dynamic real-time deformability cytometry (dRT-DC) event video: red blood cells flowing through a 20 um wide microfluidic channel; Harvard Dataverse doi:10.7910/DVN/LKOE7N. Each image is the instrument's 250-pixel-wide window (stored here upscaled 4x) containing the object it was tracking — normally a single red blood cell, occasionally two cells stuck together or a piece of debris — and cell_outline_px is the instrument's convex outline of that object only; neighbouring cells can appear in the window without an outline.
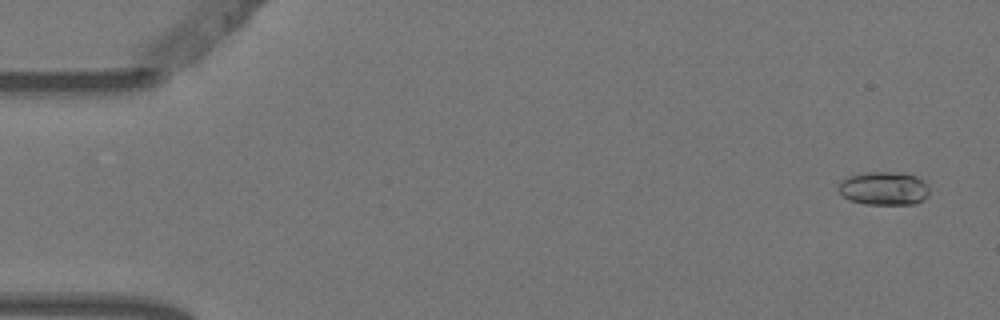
{"species": "Egyptian fruit bat (a non-hibernating species)", "species_latin": "Rousettus aegyptiacus", "temperature_condition": "warm", "stored_images_in_passage": 5, "camera_frame_rate_fps": 3000, "um_per_image_px": 0.085, "animal": {"sex": "female"}, "frame": {"image": 1, "passage_image": 1, "time_ms": 0.0, "image_size_px": [1000, 320], "cell_outline_px": [[928, 196], [916, 204], [864, 204], [848, 200], [840, 192], [840, 180], [848, 176], [868, 172], [904, 172], [916, 176], [924, 180], [928, 184]], "centroid_in_image_um": [75.16, 16.01], "position_along_channel_um": 9.8, "area_um2": 17.86}}
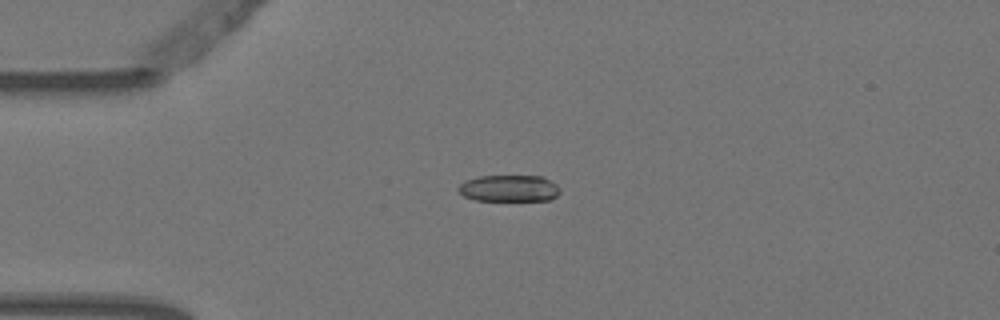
{"frame": {"image": 2, "passage_image": 4, "time_ms": 1.0, "image_size_px": [1000, 320], "cell_outline_px": [[560, 192], [556, 196], [548, 200], [476, 200], [464, 196], [456, 188], [464, 180], [480, 176], [544, 176], [556, 184], [560, 188]], "centroid_in_image_um": [43.27, 16.0], "position_along_channel_um": 41.7, "area_um2": 15.78}}